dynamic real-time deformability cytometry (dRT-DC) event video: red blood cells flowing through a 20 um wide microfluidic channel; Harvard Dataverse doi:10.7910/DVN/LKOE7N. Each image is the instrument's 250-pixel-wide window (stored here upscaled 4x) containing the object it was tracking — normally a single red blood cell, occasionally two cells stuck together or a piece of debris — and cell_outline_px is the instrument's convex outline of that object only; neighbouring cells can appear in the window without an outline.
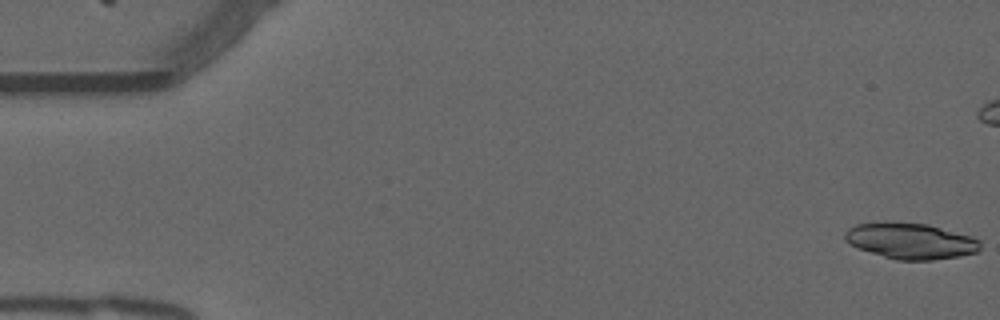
{"species": "common noctule bat (a hibernating species)", "species_latin": "Nyctalus noctula", "temperature_condition": "warm", "stored_images_in_passage": 44, "camera_frame_rate_fps": 3000, "um_per_image_px": 0.085, "animal": {"sex": "male", "forearm_length_mm": 52.5}, "frame": {"image": 1, "passage_image": 1, "time_ms": 0.0, "image_size_px": [1000, 320], "cell_outline_px": [[980, 248], [976, 252], [960, 256], [932, 260], [896, 260], [856, 248], [844, 240], [844, 232], [848, 228], [856, 224], [888, 220], [928, 224], [972, 236], [980, 240]], "centroid_in_image_um": [77.36, 20.46], "position_along_channel_um": 7.6, "area_um2": 28.9}}